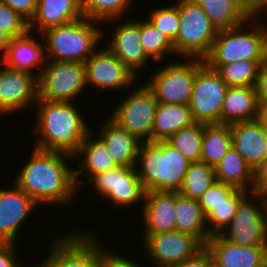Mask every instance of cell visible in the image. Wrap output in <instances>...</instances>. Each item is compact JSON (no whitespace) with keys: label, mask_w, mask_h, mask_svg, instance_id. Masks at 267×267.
<instances>
[{"label":"cell","mask_w":267,"mask_h":267,"mask_svg":"<svg viewBox=\"0 0 267 267\" xmlns=\"http://www.w3.org/2000/svg\"><path fill=\"white\" fill-rule=\"evenodd\" d=\"M32 151L14 183L39 205L61 207L62 204L71 203L79 190L75 183L74 167L68 164L69 159H74L73 155L34 147Z\"/></svg>","instance_id":"cell-1"},{"label":"cell","mask_w":267,"mask_h":267,"mask_svg":"<svg viewBox=\"0 0 267 267\" xmlns=\"http://www.w3.org/2000/svg\"><path fill=\"white\" fill-rule=\"evenodd\" d=\"M34 106L37 107L34 148L74 156L92 130L79 107L74 102H50L40 98Z\"/></svg>","instance_id":"cell-2"},{"label":"cell","mask_w":267,"mask_h":267,"mask_svg":"<svg viewBox=\"0 0 267 267\" xmlns=\"http://www.w3.org/2000/svg\"><path fill=\"white\" fill-rule=\"evenodd\" d=\"M167 141L141 142L136 168L145 191L179 192L190 165Z\"/></svg>","instance_id":"cell-3"},{"label":"cell","mask_w":267,"mask_h":267,"mask_svg":"<svg viewBox=\"0 0 267 267\" xmlns=\"http://www.w3.org/2000/svg\"><path fill=\"white\" fill-rule=\"evenodd\" d=\"M259 18L252 15L240 26L219 30L204 63L223 65L244 60L264 61L267 55V30L262 25V21H265Z\"/></svg>","instance_id":"cell-4"},{"label":"cell","mask_w":267,"mask_h":267,"mask_svg":"<svg viewBox=\"0 0 267 267\" xmlns=\"http://www.w3.org/2000/svg\"><path fill=\"white\" fill-rule=\"evenodd\" d=\"M98 23L84 17L42 32L46 59L84 63L99 49V41L105 35Z\"/></svg>","instance_id":"cell-5"},{"label":"cell","mask_w":267,"mask_h":267,"mask_svg":"<svg viewBox=\"0 0 267 267\" xmlns=\"http://www.w3.org/2000/svg\"><path fill=\"white\" fill-rule=\"evenodd\" d=\"M91 232V233H90ZM92 229L71 230L67 234L53 237L51 249L43 262L36 267H101L107 254L106 247L98 242ZM97 238V239H96Z\"/></svg>","instance_id":"cell-6"},{"label":"cell","mask_w":267,"mask_h":267,"mask_svg":"<svg viewBox=\"0 0 267 267\" xmlns=\"http://www.w3.org/2000/svg\"><path fill=\"white\" fill-rule=\"evenodd\" d=\"M204 64V59L199 58H186L184 62L169 61V65L161 66L156 73H151L145 84L158 103L188 105L196 72Z\"/></svg>","instance_id":"cell-7"},{"label":"cell","mask_w":267,"mask_h":267,"mask_svg":"<svg viewBox=\"0 0 267 267\" xmlns=\"http://www.w3.org/2000/svg\"><path fill=\"white\" fill-rule=\"evenodd\" d=\"M38 76V98L50 102H74L87 88L84 63L45 61Z\"/></svg>","instance_id":"cell-8"},{"label":"cell","mask_w":267,"mask_h":267,"mask_svg":"<svg viewBox=\"0 0 267 267\" xmlns=\"http://www.w3.org/2000/svg\"><path fill=\"white\" fill-rule=\"evenodd\" d=\"M180 26L173 41L175 53L186 58L204 59L212 48L218 30L200 6L179 2Z\"/></svg>","instance_id":"cell-9"},{"label":"cell","mask_w":267,"mask_h":267,"mask_svg":"<svg viewBox=\"0 0 267 267\" xmlns=\"http://www.w3.org/2000/svg\"><path fill=\"white\" fill-rule=\"evenodd\" d=\"M128 92L108 115L121 128L134 135L141 142H152V131L158 102L153 92L144 83ZM130 93V94H129Z\"/></svg>","instance_id":"cell-10"},{"label":"cell","mask_w":267,"mask_h":267,"mask_svg":"<svg viewBox=\"0 0 267 267\" xmlns=\"http://www.w3.org/2000/svg\"><path fill=\"white\" fill-rule=\"evenodd\" d=\"M228 87L220 75L206 64L196 72L188 104L195 122L220 124L221 109Z\"/></svg>","instance_id":"cell-11"},{"label":"cell","mask_w":267,"mask_h":267,"mask_svg":"<svg viewBox=\"0 0 267 267\" xmlns=\"http://www.w3.org/2000/svg\"><path fill=\"white\" fill-rule=\"evenodd\" d=\"M94 186L97 195L121 208L144 202L145 190L136 167L118 166L95 175L88 184Z\"/></svg>","instance_id":"cell-12"},{"label":"cell","mask_w":267,"mask_h":267,"mask_svg":"<svg viewBox=\"0 0 267 267\" xmlns=\"http://www.w3.org/2000/svg\"><path fill=\"white\" fill-rule=\"evenodd\" d=\"M142 239L145 250L143 254L147 252L153 267H174L205 247L196 237L177 230L143 235Z\"/></svg>","instance_id":"cell-13"},{"label":"cell","mask_w":267,"mask_h":267,"mask_svg":"<svg viewBox=\"0 0 267 267\" xmlns=\"http://www.w3.org/2000/svg\"><path fill=\"white\" fill-rule=\"evenodd\" d=\"M257 200L259 193L256 191L247 193L240 200L230 225L220 233L225 240L240 246H267V235L261 217V201Z\"/></svg>","instance_id":"cell-14"},{"label":"cell","mask_w":267,"mask_h":267,"mask_svg":"<svg viewBox=\"0 0 267 267\" xmlns=\"http://www.w3.org/2000/svg\"><path fill=\"white\" fill-rule=\"evenodd\" d=\"M87 86L98 90L126 88L135 84L138 78L107 47L97 49L85 62Z\"/></svg>","instance_id":"cell-15"},{"label":"cell","mask_w":267,"mask_h":267,"mask_svg":"<svg viewBox=\"0 0 267 267\" xmlns=\"http://www.w3.org/2000/svg\"><path fill=\"white\" fill-rule=\"evenodd\" d=\"M0 67V117L22 112L38 100V77L29 72Z\"/></svg>","instance_id":"cell-16"},{"label":"cell","mask_w":267,"mask_h":267,"mask_svg":"<svg viewBox=\"0 0 267 267\" xmlns=\"http://www.w3.org/2000/svg\"><path fill=\"white\" fill-rule=\"evenodd\" d=\"M12 184V188H0V242L16 243L24 221L40 206L15 183Z\"/></svg>","instance_id":"cell-17"},{"label":"cell","mask_w":267,"mask_h":267,"mask_svg":"<svg viewBox=\"0 0 267 267\" xmlns=\"http://www.w3.org/2000/svg\"><path fill=\"white\" fill-rule=\"evenodd\" d=\"M122 23L114 26L112 40L106 47L138 77V71L145 68L147 61L151 60L141 45L140 19L134 18Z\"/></svg>","instance_id":"cell-18"},{"label":"cell","mask_w":267,"mask_h":267,"mask_svg":"<svg viewBox=\"0 0 267 267\" xmlns=\"http://www.w3.org/2000/svg\"><path fill=\"white\" fill-rule=\"evenodd\" d=\"M232 146L257 174L267 160V131L257 120L230 125Z\"/></svg>","instance_id":"cell-19"},{"label":"cell","mask_w":267,"mask_h":267,"mask_svg":"<svg viewBox=\"0 0 267 267\" xmlns=\"http://www.w3.org/2000/svg\"><path fill=\"white\" fill-rule=\"evenodd\" d=\"M215 267H263L267 246H240L213 235L206 244Z\"/></svg>","instance_id":"cell-20"},{"label":"cell","mask_w":267,"mask_h":267,"mask_svg":"<svg viewBox=\"0 0 267 267\" xmlns=\"http://www.w3.org/2000/svg\"><path fill=\"white\" fill-rule=\"evenodd\" d=\"M175 192L146 191L142 205L144 233L152 235L176 230Z\"/></svg>","instance_id":"cell-21"},{"label":"cell","mask_w":267,"mask_h":267,"mask_svg":"<svg viewBox=\"0 0 267 267\" xmlns=\"http://www.w3.org/2000/svg\"><path fill=\"white\" fill-rule=\"evenodd\" d=\"M33 36V32L29 31L23 36L12 38L6 53L2 56V64L8 68L29 72L38 77L45 65L46 58L44 42L42 41L43 44L40 43L41 40L34 39ZM34 68H38L37 72L34 71Z\"/></svg>","instance_id":"cell-22"},{"label":"cell","mask_w":267,"mask_h":267,"mask_svg":"<svg viewBox=\"0 0 267 267\" xmlns=\"http://www.w3.org/2000/svg\"><path fill=\"white\" fill-rule=\"evenodd\" d=\"M92 134L94 135L92 131L87 134L85 140L73 156L74 159L79 156L78 158L81 160V164L77 162L78 167H74V177L77 188H80L79 186L82 184H88L98 173L106 172L119 166L111 157L104 142L99 137L96 139ZM81 174L82 176H84V174L88 175L85 176L87 177L85 181H82V178L81 180L79 179Z\"/></svg>","instance_id":"cell-23"},{"label":"cell","mask_w":267,"mask_h":267,"mask_svg":"<svg viewBox=\"0 0 267 267\" xmlns=\"http://www.w3.org/2000/svg\"><path fill=\"white\" fill-rule=\"evenodd\" d=\"M84 18L82 0H38L34 17L29 22L30 31L37 34ZM34 29V30H32Z\"/></svg>","instance_id":"cell-24"},{"label":"cell","mask_w":267,"mask_h":267,"mask_svg":"<svg viewBox=\"0 0 267 267\" xmlns=\"http://www.w3.org/2000/svg\"><path fill=\"white\" fill-rule=\"evenodd\" d=\"M255 4L256 0H206L200 7L219 31L244 24L254 15Z\"/></svg>","instance_id":"cell-25"},{"label":"cell","mask_w":267,"mask_h":267,"mask_svg":"<svg viewBox=\"0 0 267 267\" xmlns=\"http://www.w3.org/2000/svg\"><path fill=\"white\" fill-rule=\"evenodd\" d=\"M99 138L119 166L135 167L141 141L121 128L110 117L100 127Z\"/></svg>","instance_id":"cell-26"},{"label":"cell","mask_w":267,"mask_h":267,"mask_svg":"<svg viewBox=\"0 0 267 267\" xmlns=\"http://www.w3.org/2000/svg\"><path fill=\"white\" fill-rule=\"evenodd\" d=\"M258 100L255 86L228 87L221 109L220 124L231 125L257 119Z\"/></svg>","instance_id":"cell-27"},{"label":"cell","mask_w":267,"mask_h":267,"mask_svg":"<svg viewBox=\"0 0 267 267\" xmlns=\"http://www.w3.org/2000/svg\"><path fill=\"white\" fill-rule=\"evenodd\" d=\"M214 168L216 181L248 193L256 190V173L233 146Z\"/></svg>","instance_id":"cell-28"},{"label":"cell","mask_w":267,"mask_h":267,"mask_svg":"<svg viewBox=\"0 0 267 267\" xmlns=\"http://www.w3.org/2000/svg\"><path fill=\"white\" fill-rule=\"evenodd\" d=\"M176 230L196 237L204 246L211 237L198 200L175 192Z\"/></svg>","instance_id":"cell-29"},{"label":"cell","mask_w":267,"mask_h":267,"mask_svg":"<svg viewBox=\"0 0 267 267\" xmlns=\"http://www.w3.org/2000/svg\"><path fill=\"white\" fill-rule=\"evenodd\" d=\"M195 123L191 110L184 104L158 103L152 131V142L167 141L180 129Z\"/></svg>","instance_id":"cell-30"},{"label":"cell","mask_w":267,"mask_h":267,"mask_svg":"<svg viewBox=\"0 0 267 267\" xmlns=\"http://www.w3.org/2000/svg\"><path fill=\"white\" fill-rule=\"evenodd\" d=\"M231 147L230 125L204 124L201 161L215 167Z\"/></svg>","instance_id":"cell-31"},{"label":"cell","mask_w":267,"mask_h":267,"mask_svg":"<svg viewBox=\"0 0 267 267\" xmlns=\"http://www.w3.org/2000/svg\"><path fill=\"white\" fill-rule=\"evenodd\" d=\"M263 61L244 60L223 65H207L215 70L229 87L255 86Z\"/></svg>","instance_id":"cell-32"},{"label":"cell","mask_w":267,"mask_h":267,"mask_svg":"<svg viewBox=\"0 0 267 267\" xmlns=\"http://www.w3.org/2000/svg\"><path fill=\"white\" fill-rule=\"evenodd\" d=\"M134 0H82V13L86 19L102 22L119 23ZM123 16V17H122ZM118 19V20H117Z\"/></svg>","instance_id":"cell-33"},{"label":"cell","mask_w":267,"mask_h":267,"mask_svg":"<svg viewBox=\"0 0 267 267\" xmlns=\"http://www.w3.org/2000/svg\"><path fill=\"white\" fill-rule=\"evenodd\" d=\"M140 19V39L146 55L156 62L167 56L176 55L170 38L158 30L148 19Z\"/></svg>","instance_id":"cell-34"},{"label":"cell","mask_w":267,"mask_h":267,"mask_svg":"<svg viewBox=\"0 0 267 267\" xmlns=\"http://www.w3.org/2000/svg\"><path fill=\"white\" fill-rule=\"evenodd\" d=\"M216 181L215 168L203 161L191 162L179 193L199 200L207 189Z\"/></svg>","instance_id":"cell-35"},{"label":"cell","mask_w":267,"mask_h":267,"mask_svg":"<svg viewBox=\"0 0 267 267\" xmlns=\"http://www.w3.org/2000/svg\"><path fill=\"white\" fill-rule=\"evenodd\" d=\"M204 124L195 122L173 134L167 142L190 162L201 161Z\"/></svg>","instance_id":"cell-36"},{"label":"cell","mask_w":267,"mask_h":267,"mask_svg":"<svg viewBox=\"0 0 267 267\" xmlns=\"http://www.w3.org/2000/svg\"><path fill=\"white\" fill-rule=\"evenodd\" d=\"M248 192L238 189L230 198L229 204H220L206 216V226L210 236L223 232L233 220L240 200Z\"/></svg>","instance_id":"cell-37"},{"label":"cell","mask_w":267,"mask_h":267,"mask_svg":"<svg viewBox=\"0 0 267 267\" xmlns=\"http://www.w3.org/2000/svg\"><path fill=\"white\" fill-rule=\"evenodd\" d=\"M164 5V7L152 9L148 20L161 32L165 33L173 42L179 31L180 17H179V2Z\"/></svg>","instance_id":"cell-38"},{"label":"cell","mask_w":267,"mask_h":267,"mask_svg":"<svg viewBox=\"0 0 267 267\" xmlns=\"http://www.w3.org/2000/svg\"><path fill=\"white\" fill-rule=\"evenodd\" d=\"M238 189L223 182L215 181L198 200L205 217L220 204H229V198Z\"/></svg>","instance_id":"cell-39"},{"label":"cell","mask_w":267,"mask_h":267,"mask_svg":"<svg viewBox=\"0 0 267 267\" xmlns=\"http://www.w3.org/2000/svg\"><path fill=\"white\" fill-rule=\"evenodd\" d=\"M0 29L12 38L20 37L30 31L29 21L8 5L0 2Z\"/></svg>","instance_id":"cell-40"},{"label":"cell","mask_w":267,"mask_h":267,"mask_svg":"<svg viewBox=\"0 0 267 267\" xmlns=\"http://www.w3.org/2000/svg\"><path fill=\"white\" fill-rule=\"evenodd\" d=\"M16 243L0 242V267H22L16 252ZM24 267V266H23ZM31 267H36L35 265Z\"/></svg>","instance_id":"cell-41"},{"label":"cell","mask_w":267,"mask_h":267,"mask_svg":"<svg viewBox=\"0 0 267 267\" xmlns=\"http://www.w3.org/2000/svg\"><path fill=\"white\" fill-rule=\"evenodd\" d=\"M0 2L8 5L30 22L36 13L38 0H0Z\"/></svg>","instance_id":"cell-42"},{"label":"cell","mask_w":267,"mask_h":267,"mask_svg":"<svg viewBox=\"0 0 267 267\" xmlns=\"http://www.w3.org/2000/svg\"><path fill=\"white\" fill-rule=\"evenodd\" d=\"M213 265L212 253L205 246L195 256L186 259L174 267H213Z\"/></svg>","instance_id":"cell-43"},{"label":"cell","mask_w":267,"mask_h":267,"mask_svg":"<svg viewBox=\"0 0 267 267\" xmlns=\"http://www.w3.org/2000/svg\"><path fill=\"white\" fill-rule=\"evenodd\" d=\"M104 267H141L139 262L122 254L108 251L103 262Z\"/></svg>","instance_id":"cell-44"},{"label":"cell","mask_w":267,"mask_h":267,"mask_svg":"<svg viewBox=\"0 0 267 267\" xmlns=\"http://www.w3.org/2000/svg\"><path fill=\"white\" fill-rule=\"evenodd\" d=\"M255 89L258 102L267 100V55L260 65Z\"/></svg>","instance_id":"cell-45"},{"label":"cell","mask_w":267,"mask_h":267,"mask_svg":"<svg viewBox=\"0 0 267 267\" xmlns=\"http://www.w3.org/2000/svg\"><path fill=\"white\" fill-rule=\"evenodd\" d=\"M267 192V160L265 165L256 174V190Z\"/></svg>","instance_id":"cell-46"},{"label":"cell","mask_w":267,"mask_h":267,"mask_svg":"<svg viewBox=\"0 0 267 267\" xmlns=\"http://www.w3.org/2000/svg\"><path fill=\"white\" fill-rule=\"evenodd\" d=\"M259 193V201L261 200V217L262 223L267 235V192L266 191H256Z\"/></svg>","instance_id":"cell-47"},{"label":"cell","mask_w":267,"mask_h":267,"mask_svg":"<svg viewBox=\"0 0 267 267\" xmlns=\"http://www.w3.org/2000/svg\"><path fill=\"white\" fill-rule=\"evenodd\" d=\"M256 120L267 131V100L258 102V115Z\"/></svg>","instance_id":"cell-48"},{"label":"cell","mask_w":267,"mask_h":267,"mask_svg":"<svg viewBox=\"0 0 267 267\" xmlns=\"http://www.w3.org/2000/svg\"><path fill=\"white\" fill-rule=\"evenodd\" d=\"M12 37L0 29V55L1 57L6 53L8 45L11 42Z\"/></svg>","instance_id":"cell-49"},{"label":"cell","mask_w":267,"mask_h":267,"mask_svg":"<svg viewBox=\"0 0 267 267\" xmlns=\"http://www.w3.org/2000/svg\"><path fill=\"white\" fill-rule=\"evenodd\" d=\"M254 15L259 17L264 14L267 15V0H256L255 8H254ZM263 13V14H262Z\"/></svg>","instance_id":"cell-50"},{"label":"cell","mask_w":267,"mask_h":267,"mask_svg":"<svg viewBox=\"0 0 267 267\" xmlns=\"http://www.w3.org/2000/svg\"><path fill=\"white\" fill-rule=\"evenodd\" d=\"M206 0H177V2H184V3H189L193 5H198L201 6L202 4L205 3Z\"/></svg>","instance_id":"cell-51"},{"label":"cell","mask_w":267,"mask_h":267,"mask_svg":"<svg viewBox=\"0 0 267 267\" xmlns=\"http://www.w3.org/2000/svg\"><path fill=\"white\" fill-rule=\"evenodd\" d=\"M263 267H267V258L264 261Z\"/></svg>","instance_id":"cell-52"},{"label":"cell","mask_w":267,"mask_h":267,"mask_svg":"<svg viewBox=\"0 0 267 267\" xmlns=\"http://www.w3.org/2000/svg\"><path fill=\"white\" fill-rule=\"evenodd\" d=\"M262 25L266 28V30H267V24H266V22L265 23H263L262 22Z\"/></svg>","instance_id":"cell-53"}]
</instances>
